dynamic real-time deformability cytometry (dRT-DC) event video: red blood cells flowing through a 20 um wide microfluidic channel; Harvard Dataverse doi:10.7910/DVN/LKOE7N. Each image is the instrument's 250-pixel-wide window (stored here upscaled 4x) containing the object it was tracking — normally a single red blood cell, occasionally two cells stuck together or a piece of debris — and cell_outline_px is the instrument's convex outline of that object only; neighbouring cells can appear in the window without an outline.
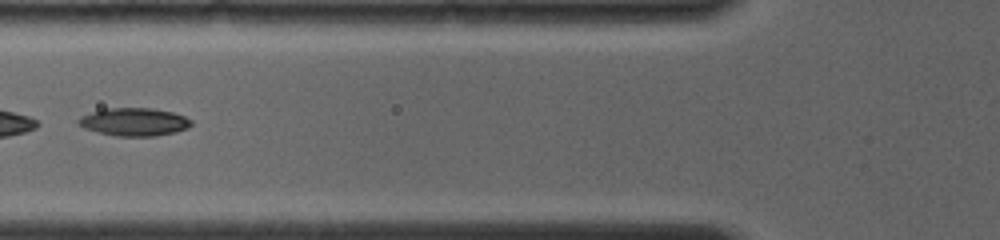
{"species": "common noctule bat (a hibernating species)", "species_latin": "Nyctalus noctula", "temperature_condition": "room temperature", "stored_images_in_passage": 13, "camera_frame_rate_fps": 4000, "um_per_image_px": 0.085, "animal": {"sex": "female", "body_mass_g": 19.0, "forearm_length_mm": 56.7}, "frame": {"image": 1, "passage_image": 3, "time_ms": 1.75, "image_size_px": [1000, 240], "cell_outline_px": [[192, 124], [188, 128], [176, 132], [156, 136], [116, 136], [96, 132], [84, 128], [76, 124], [76, 120], [80, 116], [104, 108], [152, 108], [172, 112], [184, 116], [192, 120]], "centroid_in_image_um": [11.37, 10.36], "position_along_channel_um": 114.4, "area_um2": 18.61}}